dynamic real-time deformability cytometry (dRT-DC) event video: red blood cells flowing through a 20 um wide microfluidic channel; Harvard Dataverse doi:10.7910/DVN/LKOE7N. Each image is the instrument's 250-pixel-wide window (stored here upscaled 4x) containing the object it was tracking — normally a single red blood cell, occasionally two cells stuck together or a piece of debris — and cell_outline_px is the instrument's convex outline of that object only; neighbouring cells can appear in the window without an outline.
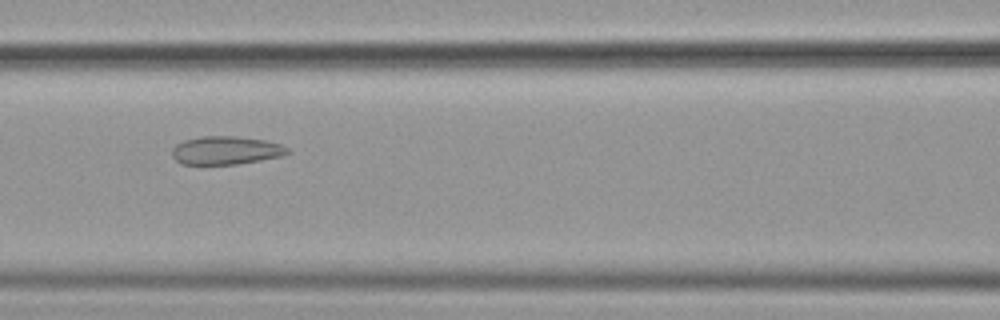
{"species": "common noctule bat (a hibernating species)", "species_latin": "Nyctalus noctula", "temperature_condition": "cold", "stored_images_in_passage": 54, "camera_frame_rate_fps": 3000, "um_per_image_px": 0.085, "animal": {"sex": "female", "body_mass_g": 19.9}, "frame": {"image": 1, "passage_image": 23, "time_ms": 7.333, "image_size_px": [1000, 320], "cell_outline_px": [[292, 152], [280, 156], [260, 160], [236, 164], [180, 164], [172, 156], [172, 148], [176, 144], [184, 140], [200, 136], [236, 136], [264, 140], [280, 144], [288, 148]], "centroid_in_image_um": [19.18, 12.78], "position_along_channel_um": 147.4, "area_um2": 19.02}}
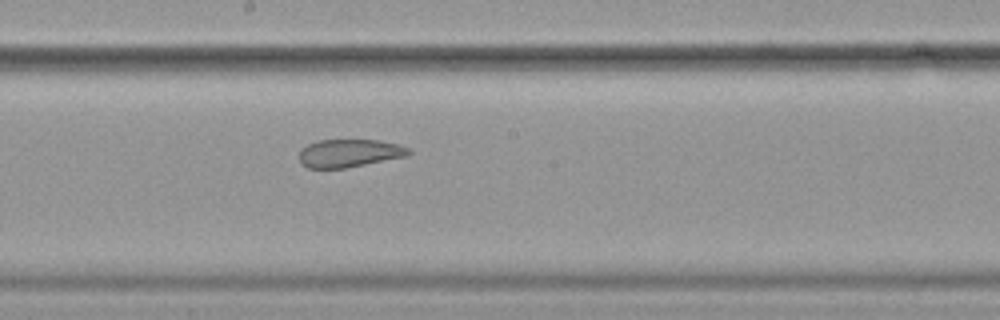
{"frame": {"image": 2, "passage_image": 29, "time_ms": 9.333, "image_size_px": [1000, 320], "cell_outline_px": [[412, 152], [408, 156], [344, 168], [308, 168], [300, 164], [300, 148], [316, 140], [380, 140], [400, 144], [408, 148]], "centroid_in_image_um": [29.69, 13.01], "position_along_channel_um": 218.5, "area_um2": 17.98}}
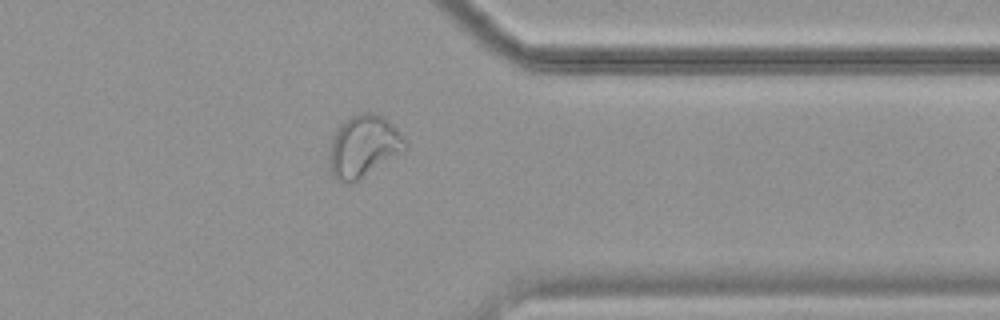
{"frame": {"image": 3, "passage_image": 43, "time_ms": 14.0, "image_size_px": [1000, 320], "cell_outline_px": [[408, 148], [352, 184], [348, 184], [336, 180], [332, 176], [332, 140], [336, 128], [344, 120], [360, 112], [376, 112], [384, 116], [400, 132], [408, 144]], "centroid_in_image_um": [30.94, 12.4], "position_along_channel_um": 380.5, "area_um2": 27.11}, "authors_computed_cell_mechanics": {"area_um2": 24.5361, "velocity_mm_per_s": 3.5763, "shape_relaxation_time_tau1_ms": null, "shape_relaxation_time_tau2_ms": 1.7639, "deformation_change_tau1": null, "deformation_change_tau2": 0.0897}}